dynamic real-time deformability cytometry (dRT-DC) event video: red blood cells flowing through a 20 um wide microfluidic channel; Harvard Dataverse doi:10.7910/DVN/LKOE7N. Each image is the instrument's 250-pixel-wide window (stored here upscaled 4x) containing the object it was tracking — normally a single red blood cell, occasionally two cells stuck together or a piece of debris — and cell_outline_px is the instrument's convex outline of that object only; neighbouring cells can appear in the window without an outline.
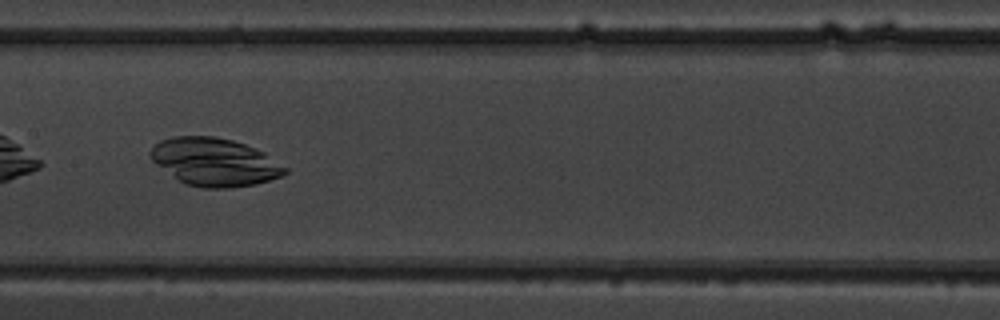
{"species": "common noctule bat (a hibernating species)", "species_latin": "Nyctalus noctula", "temperature_condition": "warm", "stored_images_in_passage": 4, "camera_frame_rate_fps": 3000, "um_per_image_px": 0.085, "animal": {"sex": "male", "body_mass_g": 19.5, "forearm_length_mm": 54.6}, "frame": {"image": 1, "passage_image": 4, "time_ms": 3.333, "image_size_px": [1000, 320], "cell_outline_px": [[288, 172], [280, 176], [256, 184], [232, 188], [200, 188], [184, 184], [156, 164], [148, 156], [148, 152], [160, 140], [172, 136], [216, 136], [232, 140], [244, 144], [264, 152], [288, 168]], "centroid_in_image_um": [18.23, 13.77], "position_along_channel_um": 189.2, "area_um2": 37.69}}